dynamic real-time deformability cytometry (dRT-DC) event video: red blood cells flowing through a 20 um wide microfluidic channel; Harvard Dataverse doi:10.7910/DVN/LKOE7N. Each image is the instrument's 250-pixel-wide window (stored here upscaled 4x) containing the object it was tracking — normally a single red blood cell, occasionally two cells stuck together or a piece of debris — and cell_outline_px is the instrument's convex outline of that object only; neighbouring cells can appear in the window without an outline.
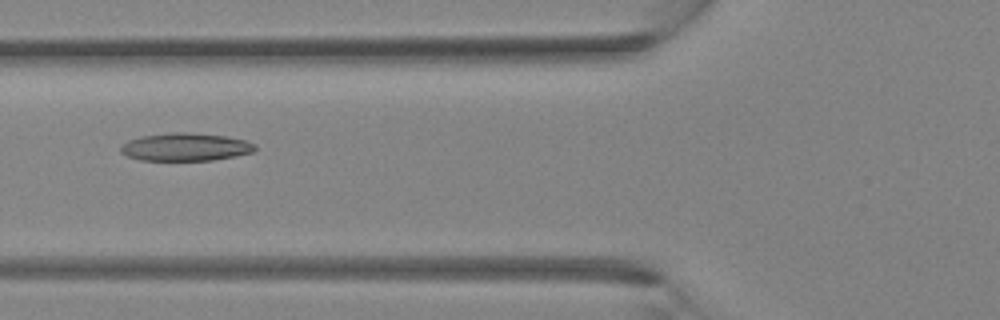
{"species": "Egyptian fruit bat (a non-hibernating species)", "species_latin": "Rousettus aegyptiacus", "temperature_condition": "room temperature", "stored_images_in_passage": 4, "camera_frame_rate_fps": 3000, "um_per_image_px": 0.085, "animal": {"sex": "female"}, "frame": {"image": 1, "passage_image": 4, "time_ms": 3.667, "image_size_px": [1000, 320], "cell_outline_px": [[256, 148], [252, 152], [236, 156], [212, 160], [140, 160], [128, 156], [120, 152], [120, 144], [128, 140], [140, 136], [172, 132], [188, 132], [224, 136], [244, 140], [256, 144]], "centroid_in_image_um": [15.73, 12.49], "position_along_channel_um": 110.1, "area_um2": 21.85}}